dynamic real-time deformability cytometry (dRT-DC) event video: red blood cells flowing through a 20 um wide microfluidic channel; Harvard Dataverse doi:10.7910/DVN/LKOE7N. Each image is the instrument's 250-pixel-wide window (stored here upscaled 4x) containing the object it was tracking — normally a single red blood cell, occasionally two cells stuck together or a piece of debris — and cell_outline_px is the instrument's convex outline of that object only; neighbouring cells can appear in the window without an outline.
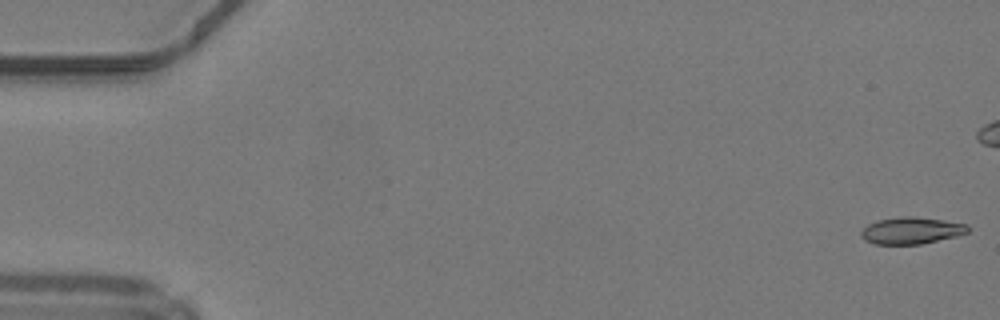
{"species": "common noctule bat (a hibernating species)", "species_latin": "Nyctalus noctula", "temperature_condition": "warm", "stored_images_in_passage": 17, "camera_frame_rate_fps": 3000, "um_per_image_px": 0.085, "animal": {"sex": "male", "body_mass_g": 19.2, "forearm_length_mm": 51.8}, "frame": {"image": 1, "passage_image": 1, "time_ms": 0.0, "image_size_px": [1000, 320], "cell_outline_px": [[972, 228], [968, 232], [956, 236], [920, 244], [876, 244], [864, 240], [860, 236], [860, 232], [868, 224], [880, 220], [900, 216], [916, 216], [944, 220], [968, 224]], "centroid_in_image_um": [77.49, 19.59], "position_along_channel_um": 7.5, "area_um2": 16.76}}